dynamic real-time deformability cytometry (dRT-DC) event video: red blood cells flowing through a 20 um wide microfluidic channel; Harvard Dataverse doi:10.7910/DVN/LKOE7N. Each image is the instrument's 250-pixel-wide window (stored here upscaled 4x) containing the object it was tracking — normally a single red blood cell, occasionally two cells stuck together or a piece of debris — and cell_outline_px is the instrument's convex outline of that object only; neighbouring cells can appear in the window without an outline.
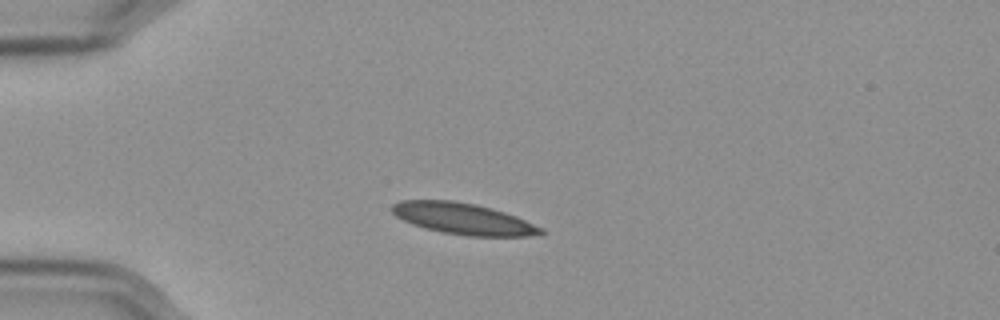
{"species": "Egyptian fruit bat (a non-hibernating species)", "species_latin": "Rousettus aegyptiacus", "temperature_condition": "cold", "stored_images_in_passage": 43, "camera_frame_rate_fps": 3000, "um_per_image_px": 0.085, "frame": {"image": 1, "passage_image": 1, "time_ms": 0.0, "image_size_px": [1000, 320], "cell_outline_px": [[544, 232], [528, 236], [468, 236], [440, 232], [424, 228], [412, 224], [396, 216], [392, 212], [392, 204], [400, 200], [452, 200], [476, 204], [492, 208], [516, 216], [540, 228]], "centroid_in_image_um": [39.3, 18.58], "position_along_channel_um": 45.7, "area_um2": 26.93}}
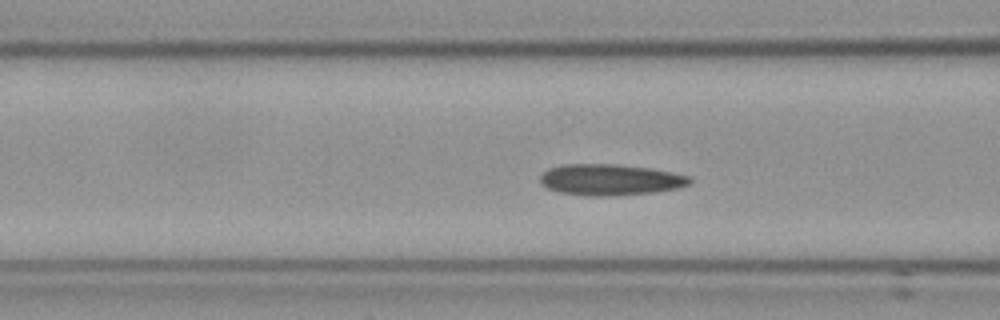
{"frame": {"image": 2, "passage_image": 9, "time_ms": 2.667, "image_size_px": [1000, 320], "cell_outline_px": [[692, 184], [680, 188], [652, 192], [612, 196], [592, 196], [560, 192], [548, 188], [540, 184], [540, 176], [548, 168], [564, 164], [616, 164], [652, 168], [692, 176]], "centroid_in_image_um": [51.92, 15.27], "position_along_channel_um": 114.7, "area_um2": 27.4}}
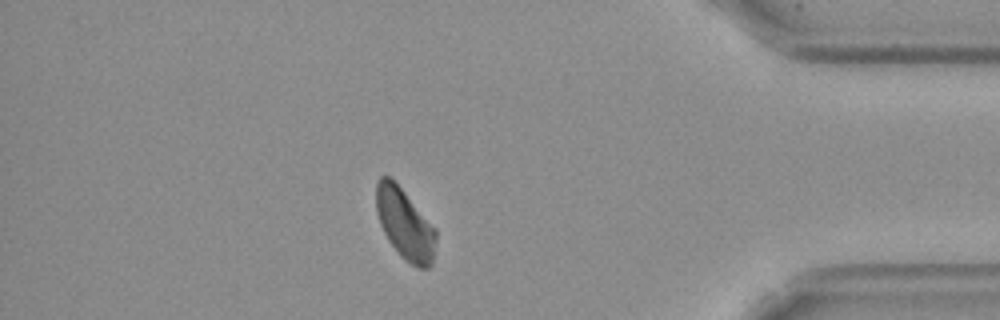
{"frame": {"image": 3, "passage_image": 36, "time_ms": 11.667, "image_size_px": [1000, 320], "cell_outline_px": [[436, 240], [432, 264], [428, 268], [416, 268], [404, 260], [388, 240], [380, 224], [376, 212], [376, 180], [380, 176], [388, 176], [404, 192], [436, 228]], "centroid_in_image_um": [34.41, 19.07], "position_along_channel_um": 400.8, "area_um2": 24.57}, "authors_computed_cell_mechanics": {"area_um2": 26.1256, "velocity_mm_per_s": 3.5361, "shape_relaxation_time_tau1_ms": null, "shape_relaxation_time_tau2_ms": 4.64, "deformation_change_tau1": null, "deformation_change_tau2": 0.0895}}